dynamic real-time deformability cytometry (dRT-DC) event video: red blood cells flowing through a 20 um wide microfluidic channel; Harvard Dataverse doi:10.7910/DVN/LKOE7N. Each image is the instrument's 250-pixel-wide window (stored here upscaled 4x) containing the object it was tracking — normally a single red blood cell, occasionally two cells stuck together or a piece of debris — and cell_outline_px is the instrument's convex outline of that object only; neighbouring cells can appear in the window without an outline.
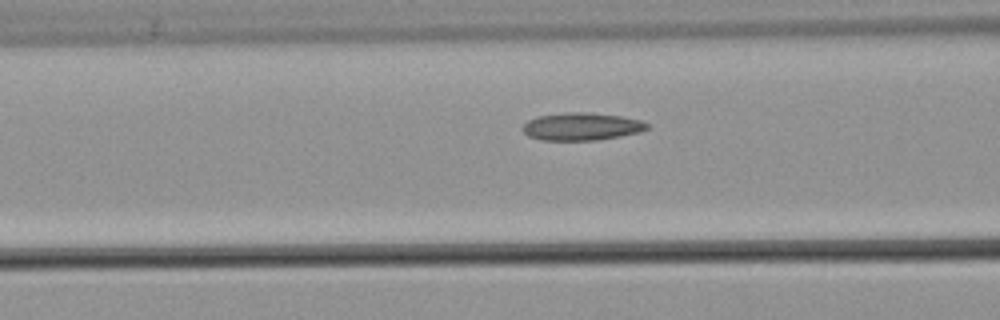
{"species": "common noctule bat (a hibernating species)", "species_latin": "Nyctalus noctula", "temperature_condition": "warm", "stored_images_in_passage": 38, "camera_frame_rate_fps": 3000, "um_per_image_px": 0.085, "animal": {"sex": "male", "body_mass_g": 21.5, "forearm_length_mm": 52.0}, "frame": {"image": 1, "passage_image": 17, "time_ms": 5.333, "image_size_px": [1000, 320], "cell_outline_px": [[648, 128], [640, 132], [620, 136], [596, 140], [540, 140], [528, 136], [520, 128], [528, 120], [536, 116], [568, 112], [588, 112], [620, 116], [644, 120], [648, 124]], "centroid_in_image_um": [49.42, 10.75], "position_along_channel_um": 117.2, "area_um2": 20.17}, "authors_computed_cell_mechanics": {"area_um2": 19.7098, "velocity_mm_per_s": 3.8401, "shape_relaxation_time_tau1_ms": 9.3439, "shape_relaxation_time_tau2_ms": 4.4335, "deformation_change_tau1": 0.1923, "deformation_change_tau2": 0.1073}}